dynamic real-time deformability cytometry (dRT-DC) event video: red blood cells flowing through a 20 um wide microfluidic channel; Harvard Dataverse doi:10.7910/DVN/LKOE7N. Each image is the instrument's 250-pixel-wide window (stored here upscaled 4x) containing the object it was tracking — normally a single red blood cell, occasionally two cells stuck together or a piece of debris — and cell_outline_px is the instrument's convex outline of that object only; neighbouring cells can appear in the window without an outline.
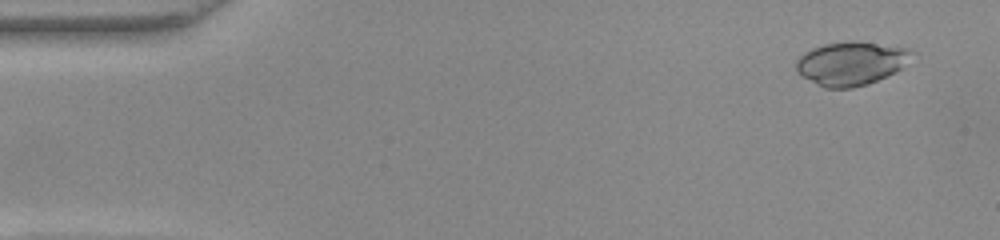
{"species": "common noctule bat (a hibernating species)", "species_latin": "Nyctalus noctula", "temperature_condition": "warm", "stored_images_in_passage": 52, "camera_frame_rate_fps": 3000, "um_per_image_px": 0.085, "animal": {"sex": "female", "body_mass_g": 22.0, "forearm_length_mm": 56.7}, "frame": {"image": 1, "passage_image": 3, "time_ms": 0.667, "image_size_px": [1000, 240], "cell_outline_px": [[916, 52], [896, 72], [876, 80], [852, 88], [824, 88], [816, 84], [804, 76], [796, 68], [796, 60], [804, 52], [812, 48], [824, 44], [848, 40], [856, 40], [908, 48]], "centroid_in_image_um": [72.35, 5.36], "position_along_channel_um": 12.7, "area_um2": 29.25}}
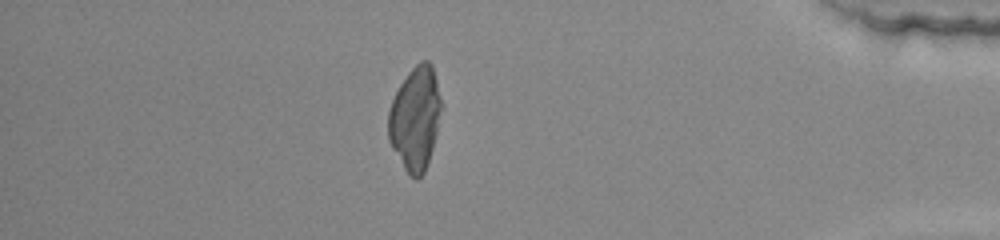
{"frame": {"image": 2, "passage_image": 45, "time_ms": 14.667, "image_size_px": [1000, 240], "cell_outline_px": [[440, 108], [436, 132], [432, 148], [424, 172], [416, 180], [404, 168], [392, 148], [388, 140], [388, 112], [392, 100], [400, 84], [408, 72], [420, 60], [428, 60], [432, 64], [436, 80], [440, 100]], "centroid_in_image_um": [35.26, 10.04], "position_along_channel_um": 399.9, "area_um2": 31.33}}
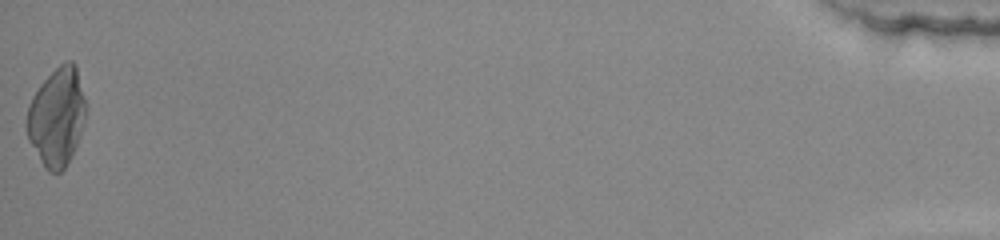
{"frame": {"image": 3, "passage_image": 52, "time_ms": 17.0, "image_size_px": [1000, 240], "cell_outline_px": [[84, 120], [76, 144], [64, 168], [60, 172], [48, 172], [44, 168], [28, 140], [28, 104], [32, 96], [40, 84], [64, 60], [72, 60], [76, 64], [84, 100]], "centroid_in_image_um": [4.8, 9.92], "position_along_channel_um": 430.4, "area_um2": 33.12}}